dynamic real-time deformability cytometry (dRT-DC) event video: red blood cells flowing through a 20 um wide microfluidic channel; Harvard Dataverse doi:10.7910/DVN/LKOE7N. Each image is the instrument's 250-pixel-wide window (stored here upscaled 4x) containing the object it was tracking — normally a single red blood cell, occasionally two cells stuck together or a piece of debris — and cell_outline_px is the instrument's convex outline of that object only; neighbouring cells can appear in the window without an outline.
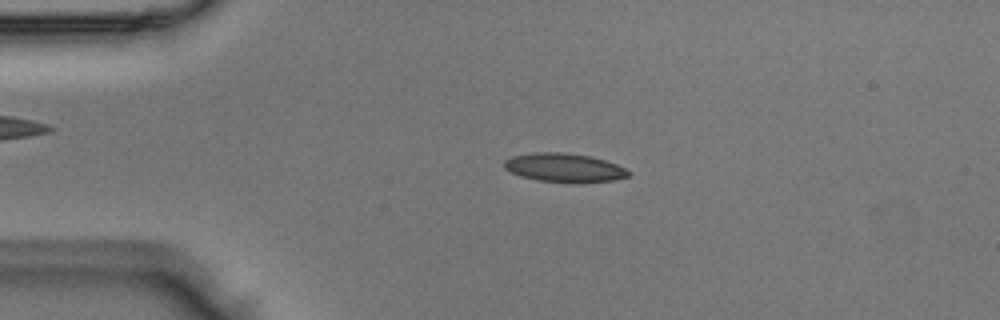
{"species": "Egyptian fruit bat (a non-hibernating species)", "species_latin": "Rousettus aegyptiacus", "temperature_condition": "room temperature", "stored_images_in_passage": 46, "camera_frame_rate_fps": 3000, "um_per_image_px": 0.085, "animal": {"sex": "male"}, "frame": {"image": 1, "passage_image": 7, "time_ms": 2.0, "image_size_px": [1000, 320], "cell_outline_px": [[632, 172], [628, 176], [616, 180], [536, 180], [520, 176], [504, 168], [504, 160], [512, 156], [536, 152], [564, 152], [588, 156], [604, 160], [628, 168]], "centroid_in_image_um": [47.94, 14.21], "position_along_channel_um": 37.1, "area_um2": 20.06}}
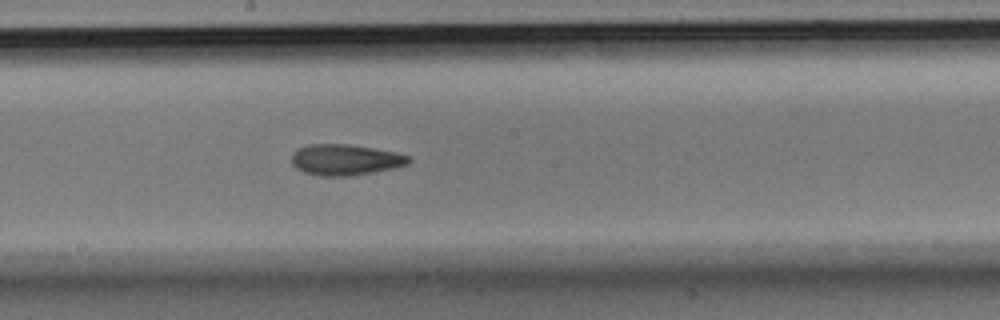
{"frame": {"image": 2, "passage_image": 23, "time_ms": 7.333, "image_size_px": [1000, 320], "cell_outline_px": [[412, 160], [408, 164], [396, 168], [352, 176], [320, 176], [304, 172], [296, 168], [292, 164], [292, 152], [296, 148], [308, 144], [348, 144], [396, 152], [408, 156]], "centroid_in_image_um": [29.34, 13.58], "position_along_channel_um": 218.9, "area_um2": 21.33}}
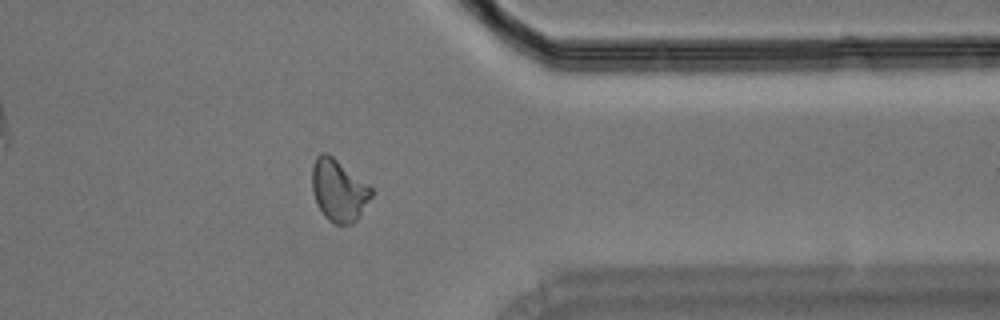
{"frame": {"image": 3, "passage_image": 36, "time_ms": 11.667, "image_size_px": [1000, 320], "cell_outline_px": [[372, 196], [360, 216], [352, 224], [336, 224], [328, 220], [324, 216], [312, 192], [312, 168], [316, 156], [320, 152], [328, 152], [372, 188]], "centroid_in_image_um": [28.78, 16.17], "position_along_channel_um": 382.6, "area_um2": 21.33}}